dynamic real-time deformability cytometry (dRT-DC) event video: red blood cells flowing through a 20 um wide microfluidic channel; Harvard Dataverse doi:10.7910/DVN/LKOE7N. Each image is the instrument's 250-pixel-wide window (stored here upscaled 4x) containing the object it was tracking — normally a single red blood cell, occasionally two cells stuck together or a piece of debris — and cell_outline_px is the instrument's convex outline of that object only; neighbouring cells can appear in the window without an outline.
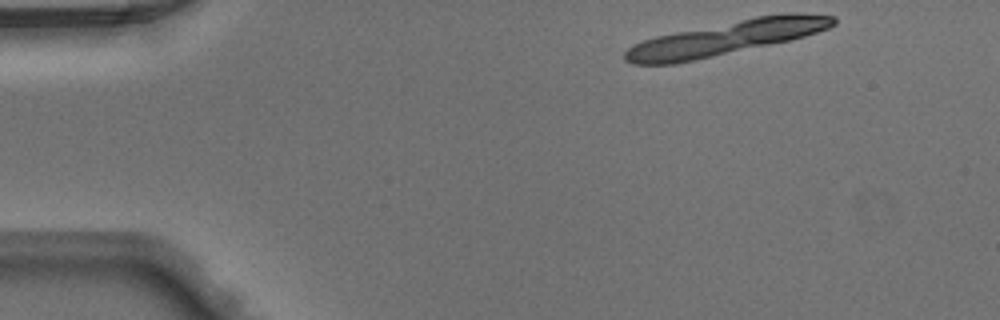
{"species": "Egyptian fruit bat (a non-hibernating species)", "species_latin": "Rousettus aegyptiacus", "temperature_condition": "warm", "stored_images_in_passage": 8, "camera_frame_rate_fps": 3000, "um_per_image_px": 0.085, "animal": {"sex": "male"}, "frame": {"image": 1, "passage_image": 1, "time_ms": 0.0, "image_size_px": [1000, 320], "cell_outline_px": [[836, 24], [828, 28], [792, 40], [696, 60], [676, 64], [632, 64], [624, 60], [624, 52], [628, 48], [644, 40], [656, 36], [756, 16], [784, 12], [792, 12], [836, 16]], "centroid_in_image_um": [61.75, 3.22], "position_along_channel_um": 23.3, "area_um2": 41.33}}